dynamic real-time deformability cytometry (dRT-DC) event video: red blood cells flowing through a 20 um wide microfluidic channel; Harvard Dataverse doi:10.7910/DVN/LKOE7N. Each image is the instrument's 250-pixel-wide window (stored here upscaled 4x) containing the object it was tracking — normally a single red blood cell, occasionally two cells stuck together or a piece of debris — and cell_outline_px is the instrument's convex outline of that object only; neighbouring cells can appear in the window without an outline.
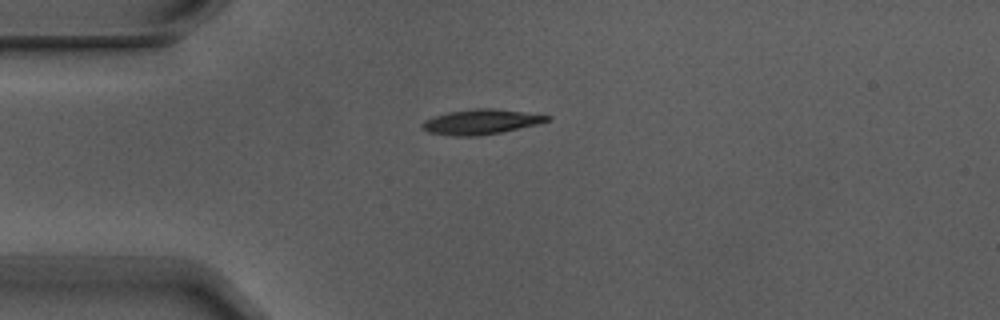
{"species": "Egyptian fruit bat (a non-hibernating species)", "species_latin": "Rousettus aegyptiacus", "temperature_condition": "warm", "stored_images_in_passage": 3, "camera_frame_rate_fps": 3000, "um_per_image_px": 0.085, "animal": {"sex": "male"}, "frame": {"image": 1, "passage_image": 2, "time_ms": 0.333, "image_size_px": [1000, 320], "cell_outline_px": [[552, 116], [548, 120], [536, 124], [500, 132], [476, 136], [456, 136], [428, 132], [420, 128], [420, 124], [424, 120], [432, 116], [448, 112], [476, 108], [492, 108]], "centroid_in_image_um": [40.78, 10.35], "position_along_channel_um": 44.2, "area_um2": 17.98}}